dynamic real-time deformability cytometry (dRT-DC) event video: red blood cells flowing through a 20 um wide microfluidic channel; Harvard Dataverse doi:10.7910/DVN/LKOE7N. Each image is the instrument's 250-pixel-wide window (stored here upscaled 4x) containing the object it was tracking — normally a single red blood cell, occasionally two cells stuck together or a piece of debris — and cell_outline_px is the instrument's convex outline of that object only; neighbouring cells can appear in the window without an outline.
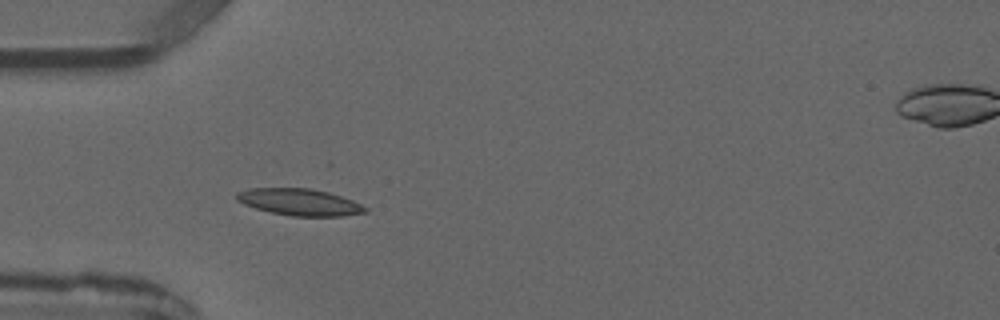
{"species": "common noctule bat (a hibernating species)", "species_latin": "Nyctalus noctula", "temperature_condition": "warm", "stored_images_in_passage": 4, "camera_frame_rate_fps": 3000, "um_per_image_px": 0.085, "animal": {"sex": "male", "forearm_length_mm": 52.5}, "frame": {"image": 1, "passage_image": 3, "time_ms": 3.333, "image_size_px": [1000, 320], "cell_outline_px": [[368, 212], [344, 216], [292, 216], [272, 212], [256, 208], [244, 204], [236, 200], [236, 192], [248, 188], [312, 188], [328, 192], [352, 200], [368, 208]], "centroid_in_image_um": [25.46, 17.17], "position_along_channel_um": 59.5, "area_um2": 20.06}}
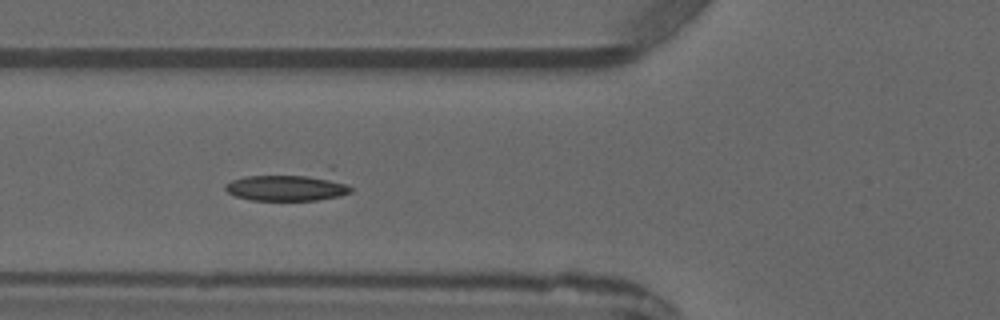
{"frame": {"image": 2, "passage_image": 4, "time_ms": 4.333, "image_size_px": [1000, 320], "cell_outline_px": [[352, 192], [340, 196], [316, 200], [252, 200], [236, 196], [228, 192], [224, 188], [224, 184], [232, 180], [244, 176], [332, 164], [352, 188]], "centroid_in_image_um": [24.78, 15.71], "position_along_channel_um": 101.0, "area_um2": 23.76}}